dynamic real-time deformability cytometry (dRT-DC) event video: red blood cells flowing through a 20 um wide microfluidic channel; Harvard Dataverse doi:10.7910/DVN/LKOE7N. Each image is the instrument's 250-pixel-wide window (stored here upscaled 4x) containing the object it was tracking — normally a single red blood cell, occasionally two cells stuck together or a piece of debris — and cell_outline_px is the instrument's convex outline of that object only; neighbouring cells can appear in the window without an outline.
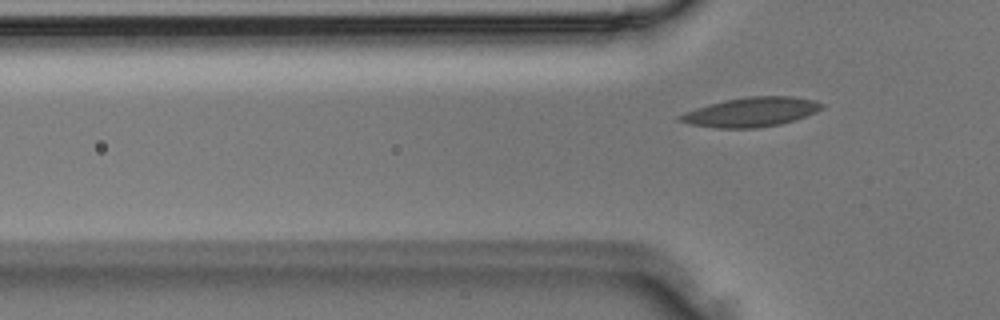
{"species": "Egyptian fruit bat (a non-hibernating species)", "species_latin": "Rousettus aegyptiacus", "temperature_condition": "room temperature", "stored_images_in_passage": 4, "camera_frame_rate_fps": 3000, "um_per_image_px": 0.085, "animal": {"sex": "male"}, "frame": {"image": 1, "passage_image": 4, "time_ms": 1.0, "image_size_px": [1000, 320], "cell_outline_px": [[824, 108], [816, 112], [796, 120], [780, 124], [760, 128], [712, 128], [688, 124], [676, 120], [676, 116], [684, 112], [696, 108], [724, 100], [748, 96], [792, 96], [816, 100], [824, 104]], "centroid_in_image_um": [63.84, 9.53], "position_along_channel_um": 62.0, "area_um2": 24.68}}